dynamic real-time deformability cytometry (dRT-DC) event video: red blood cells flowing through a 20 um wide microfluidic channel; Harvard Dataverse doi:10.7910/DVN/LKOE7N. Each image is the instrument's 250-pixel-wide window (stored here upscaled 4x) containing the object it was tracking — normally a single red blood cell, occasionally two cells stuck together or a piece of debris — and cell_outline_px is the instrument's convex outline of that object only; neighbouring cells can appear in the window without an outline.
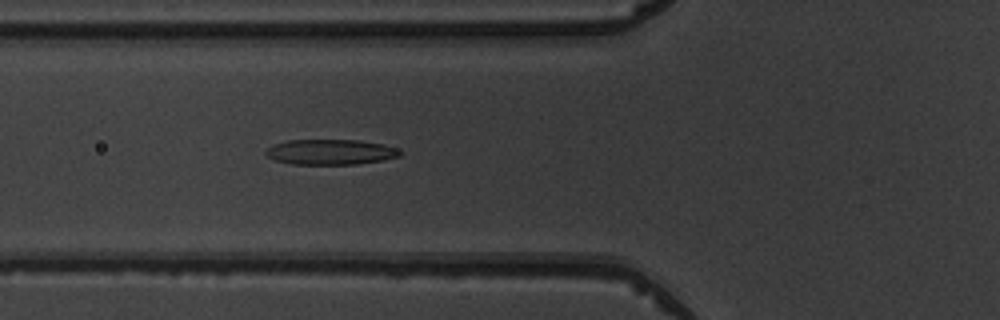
{"species": "common noctule bat (a hibernating species)", "species_latin": "Nyctalus noctula", "temperature_condition": "warm", "stored_images_in_passage": 5, "camera_frame_rate_fps": 3000, "um_per_image_px": 0.085, "animal": {"sex": "male", "body_mass_g": 19.5, "forearm_length_mm": 54.6}, "frame": {"image": 1, "passage_image": 5, "time_ms": 5.333, "image_size_px": [1000, 320], "cell_outline_px": [[404, 152], [400, 156], [384, 160], [356, 164], [292, 164], [272, 160], [264, 152], [272, 144], [288, 140], [360, 140], [384, 144], [396, 148]], "centroid_in_image_um": [28.1, 12.92], "position_along_channel_um": 97.7, "area_um2": 20.0}}